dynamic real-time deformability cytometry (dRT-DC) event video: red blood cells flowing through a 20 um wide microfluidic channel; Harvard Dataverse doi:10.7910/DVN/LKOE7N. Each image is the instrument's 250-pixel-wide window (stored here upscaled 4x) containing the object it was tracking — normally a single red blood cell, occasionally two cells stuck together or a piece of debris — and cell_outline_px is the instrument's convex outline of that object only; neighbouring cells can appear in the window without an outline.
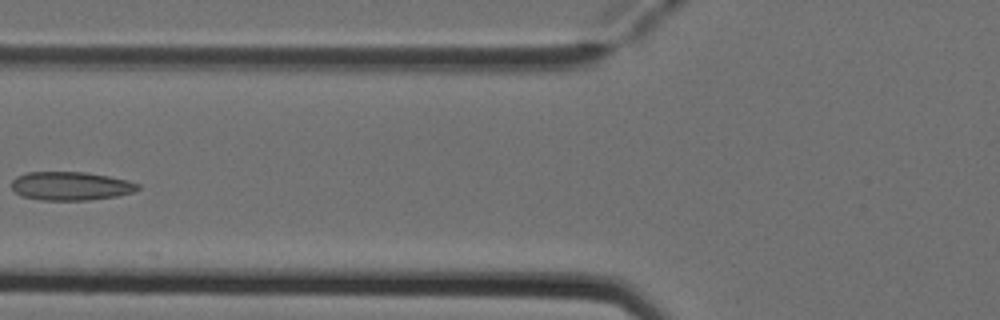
{"species": "Egyptian fruit bat (a non-hibernating species)", "species_latin": "Rousettus aegyptiacus", "temperature_condition": "cold", "stored_images_in_passage": 6, "camera_frame_rate_fps": 3000, "um_per_image_px": 0.085, "animal": {"sex": "female"}, "frame": {"image": 1, "passage_image": 5, "time_ms": 1.333, "image_size_px": [1000, 320], "cell_outline_px": [[140, 188], [132, 192], [116, 196], [88, 200], [40, 200], [24, 196], [16, 192], [12, 188], [12, 180], [16, 176], [28, 172], [84, 172], [108, 176], [128, 180], [140, 184]], "centroid_in_image_um": [6.02, 15.8], "position_along_channel_um": 119.8, "area_um2": 20.92}}
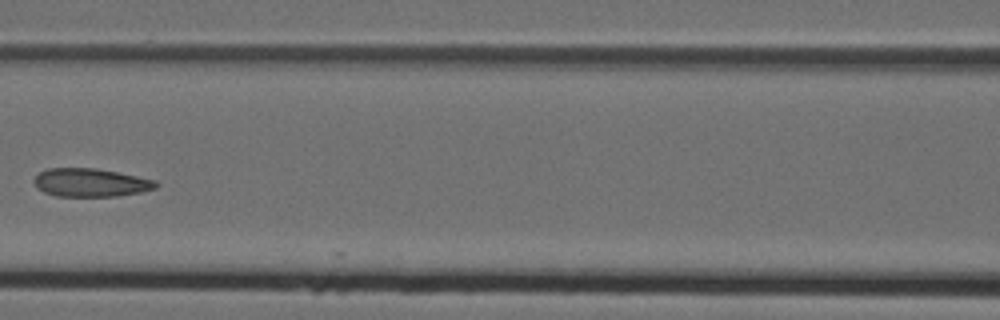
{"frame": {"image": 2, "passage_image": 6, "time_ms": 1.667, "image_size_px": [1000, 320], "cell_outline_px": [[160, 184], [156, 188], [140, 192], [116, 196], [56, 196], [44, 192], [36, 188], [32, 180], [40, 172], [48, 168], [96, 168], [156, 180]], "centroid_in_image_um": [7.68, 15.52], "position_along_channel_um": 158.9, "area_um2": 20.11}}